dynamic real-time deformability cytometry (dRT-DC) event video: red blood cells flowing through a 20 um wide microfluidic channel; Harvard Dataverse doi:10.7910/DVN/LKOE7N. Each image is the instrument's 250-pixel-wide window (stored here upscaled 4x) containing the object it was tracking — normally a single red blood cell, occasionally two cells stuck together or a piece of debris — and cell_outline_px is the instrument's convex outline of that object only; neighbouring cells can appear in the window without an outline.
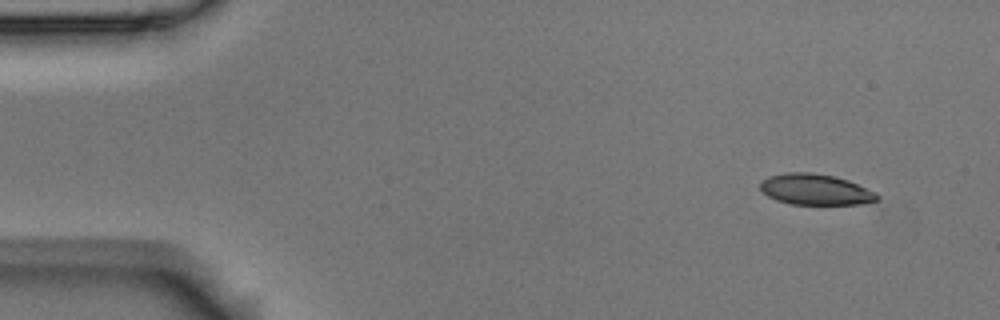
{"species": "Egyptian fruit bat (a non-hibernating species)", "species_latin": "Rousettus aegyptiacus", "temperature_condition": "room temperature", "stored_images_in_passage": 53, "camera_frame_rate_fps": 3000, "um_per_image_px": 0.085, "animal": {"sex": "male"}, "frame": {"image": 1, "passage_image": 1, "time_ms": 0.0, "image_size_px": [1000, 320], "cell_outline_px": [[880, 200], [860, 204], [792, 204], [776, 200], [768, 196], [760, 188], [760, 180], [768, 176], [784, 172], [812, 172], [836, 176], [848, 180], [876, 192], [880, 196]], "centroid_in_image_um": [69.32, 16.09], "position_along_channel_um": 15.7, "area_um2": 21.27}}
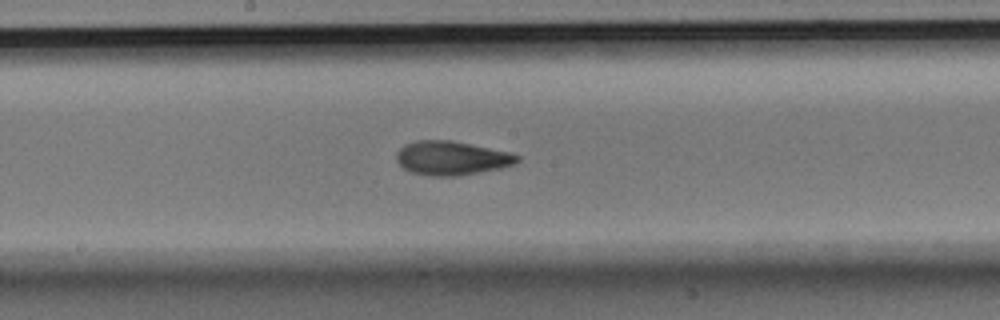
{"frame": {"image": 2, "passage_image": 26, "time_ms": 8.333, "image_size_px": [1000, 320], "cell_outline_px": [[520, 160], [516, 164], [500, 168], [456, 176], [432, 176], [412, 172], [404, 168], [396, 160], [396, 152], [404, 144], [416, 140], [452, 140], [512, 152], [520, 156]], "centroid_in_image_um": [38.41, 13.42], "position_along_channel_um": 209.8, "area_um2": 24.04}}
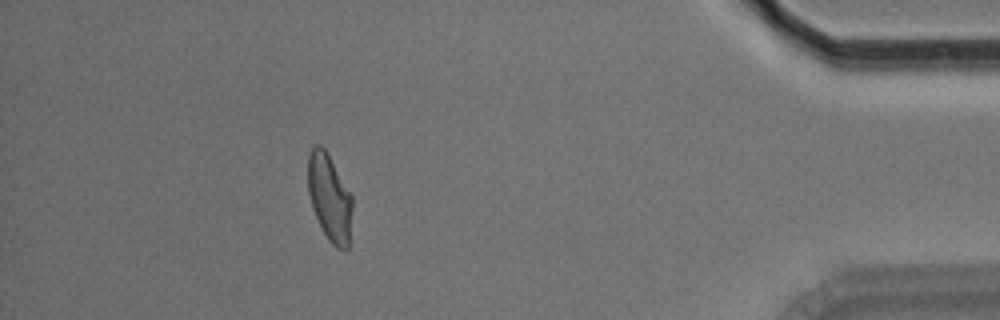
{"frame": {"image": 3, "passage_image": 47, "time_ms": 15.333, "image_size_px": [1000, 320], "cell_outline_px": [[352, 208], [348, 248], [344, 252], [336, 248], [328, 240], [312, 208], [308, 192], [308, 152], [316, 144], [320, 144], [324, 148], [352, 196]], "centroid_in_image_um": [28.0, 16.82], "position_along_channel_um": 407.2, "area_um2": 22.31}, "authors_computed_cell_mechanics": {"area_um2": 22.831, "velocity_mm_per_s": 3.5469, "shape_relaxation_time_tau1_ms": 5.9582, "shape_relaxation_time_tau2_ms": 2.3301, "deformation_change_tau1": 0.1871, "deformation_change_tau2": 0.0803}}